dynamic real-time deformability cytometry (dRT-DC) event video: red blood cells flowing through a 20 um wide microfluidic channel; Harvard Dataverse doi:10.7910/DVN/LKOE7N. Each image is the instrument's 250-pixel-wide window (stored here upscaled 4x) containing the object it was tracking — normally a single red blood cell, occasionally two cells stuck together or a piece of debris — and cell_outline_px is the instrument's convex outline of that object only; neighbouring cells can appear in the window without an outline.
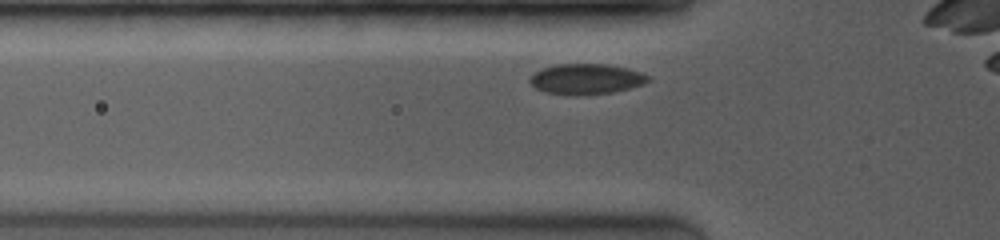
{"species": "common noctule bat (a hibernating species)", "species_latin": "Nyctalus noctula", "temperature_condition": "room temperature", "stored_images_in_passage": 38, "camera_frame_rate_fps": 4000, "um_per_image_px": 0.085, "animal": {"sex": "female", "body_mass_g": 19.0, "forearm_length_mm": 53.3}, "frame": {"image": 1, "passage_image": 3, "time_ms": 0.5, "image_size_px": [1000, 240], "cell_outline_px": [[652, 80], [628, 88], [612, 92], [544, 92], [536, 88], [528, 80], [536, 72], [544, 68], [556, 64], [604, 64], [624, 68], [648, 76]], "centroid_in_image_um": [49.8, 6.67], "position_along_channel_um": 76.0, "area_um2": 19.59}}
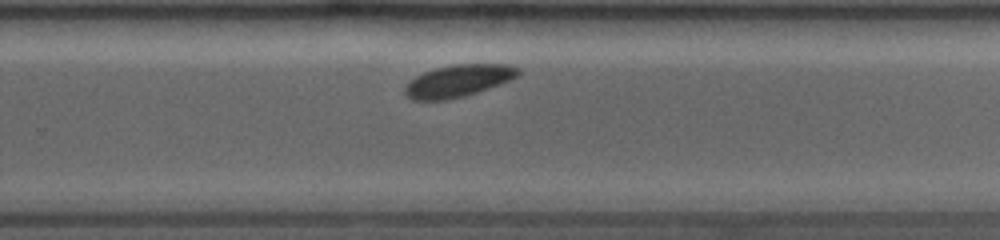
{"frame": {"image": 2, "passage_image": 25, "time_ms": 6.0, "image_size_px": [1000, 240], "cell_outline_px": [[520, 72], [516, 76], [508, 80], [476, 92], [464, 96], [444, 100], [412, 100], [404, 92], [404, 88], [416, 76], [424, 72], [436, 68], [452, 64], [504, 64], [520, 68]], "centroid_in_image_um": [38.92, 6.86], "position_along_channel_um": 290.9, "area_um2": 20.75}}
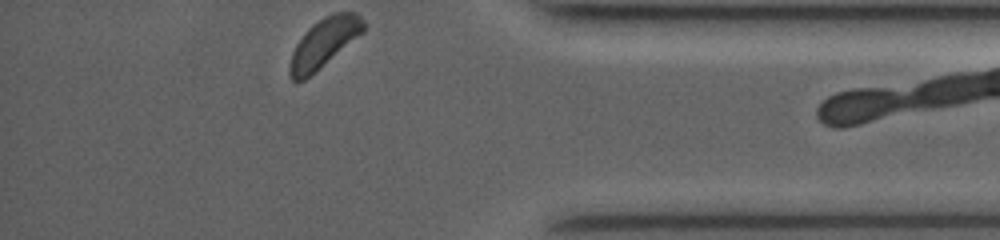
{"frame": {"image": 3, "passage_image": 38, "time_ms": 9.25, "image_size_px": [1000, 240], "cell_outline_px": [[364, 32], [304, 80], [292, 80], [288, 72], [288, 68], [292, 52], [296, 44], [308, 28], [312, 24], [324, 16], [332, 12], [356, 12], [364, 20]], "centroid_in_image_um": [27.53, 3.61], "position_along_channel_um": 407.7, "area_um2": 20.87}, "authors_computed_cell_mechanics": {"area_um2": 20.808, "velocity_mm_per_s": 3.9222, "shape_relaxation_time_tau1_ms": 0.3367, "shape_relaxation_time_tau2_ms": null, "deformation_change_tau1": 0.0297, "deformation_change_tau2": null}}